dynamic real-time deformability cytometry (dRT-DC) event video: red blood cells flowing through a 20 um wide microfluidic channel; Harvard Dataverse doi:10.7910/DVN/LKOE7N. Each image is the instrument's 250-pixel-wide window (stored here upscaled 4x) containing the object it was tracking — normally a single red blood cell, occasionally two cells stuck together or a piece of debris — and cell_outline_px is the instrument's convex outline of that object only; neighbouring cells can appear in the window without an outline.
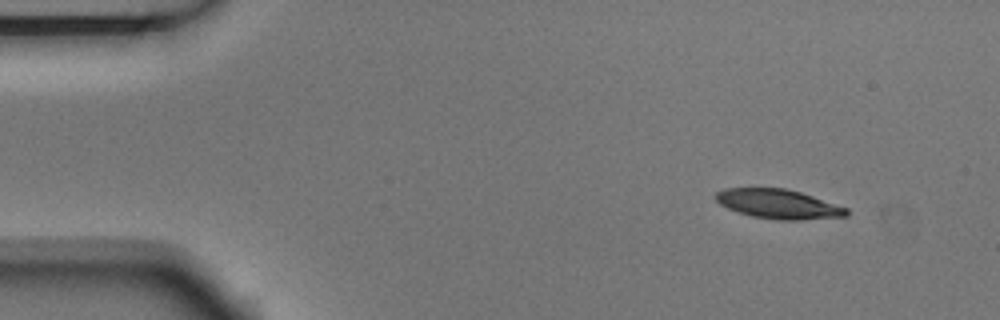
{"species": "Egyptian fruit bat (a non-hibernating species)", "species_latin": "Rousettus aegyptiacus", "temperature_condition": "room temperature", "stored_images_in_passage": 4, "segment_of_instrument_passage": [1, 2], "camera_frame_rate_fps": 3000, "um_per_image_px": 0.085, "animal": {"sex": "male"}, "frame": {"image": 1, "passage_image": 1, "time_ms": 0.0, "image_size_px": [1000, 320], "cell_outline_px": [[848, 216], [800, 220], [780, 220], [752, 216], [728, 208], [720, 204], [716, 200], [716, 192], [724, 188], [784, 188], [800, 192], [848, 208]], "centroid_in_image_um": [66.17, 17.34], "position_along_channel_um": 18.8, "area_um2": 22.2}}